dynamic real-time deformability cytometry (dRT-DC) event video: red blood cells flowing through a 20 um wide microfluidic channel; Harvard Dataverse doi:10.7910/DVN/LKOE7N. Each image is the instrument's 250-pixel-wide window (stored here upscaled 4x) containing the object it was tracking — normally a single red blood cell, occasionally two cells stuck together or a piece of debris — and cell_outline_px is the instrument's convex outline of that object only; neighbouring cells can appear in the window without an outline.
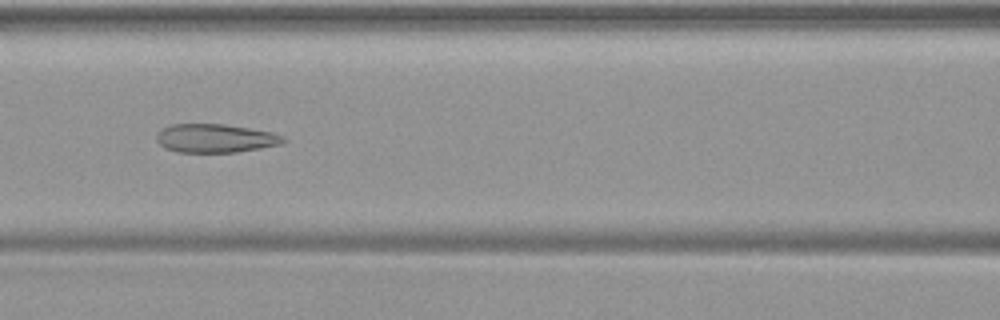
{"species": "common noctule bat (a hibernating species)", "species_latin": "Nyctalus noctula", "temperature_condition": "warm", "stored_images_in_passage": 50, "camera_frame_rate_fps": 3000, "um_per_image_px": 0.085, "animal": {"sex": "female", "body_mass_g": 19.9}, "frame": {"image": 1, "passage_image": 23, "time_ms": 7.333, "image_size_px": [1000, 320], "cell_outline_px": [[288, 140], [284, 144], [236, 152], [176, 152], [164, 148], [156, 140], [156, 132], [160, 128], [172, 124], [224, 124], [272, 132], [284, 136]], "centroid_in_image_um": [18.29, 11.75], "position_along_channel_um": 148.3, "area_um2": 21.39}}
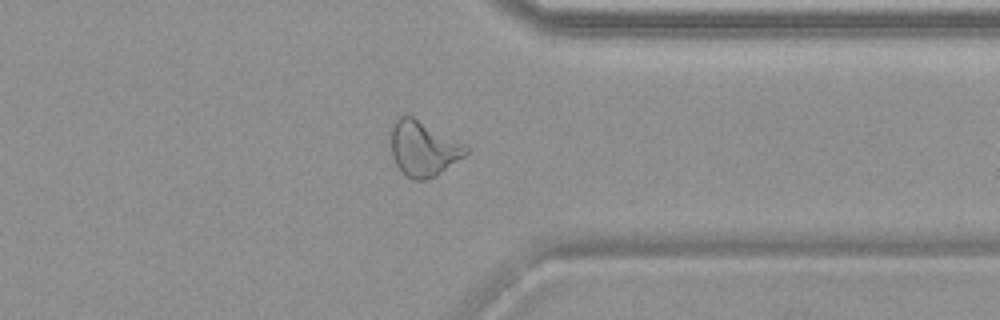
{"frame": {"image": 2, "passage_image": 40, "time_ms": 13.0, "image_size_px": [1000, 320], "cell_outline_px": [[468, 152], [464, 156], [436, 176], [424, 180], [412, 180], [396, 164], [392, 156], [392, 124], [396, 116], [404, 112], [412, 116], [464, 144], [468, 148]], "centroid_in_image_um": [35.96, 12.6], "position_along_channel_um": 375.4, "area_um2": 23.87}}
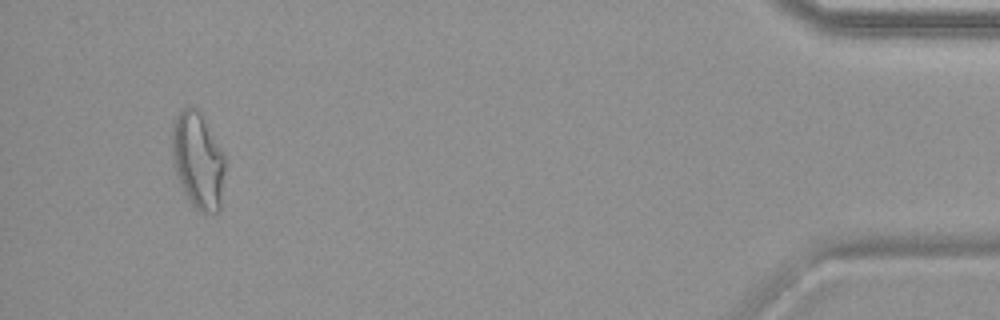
{"frame": {"image": 3, "passage_image": 48, "time_ms": 15.667, "image_size_px": [1000, 320], "cell_outline_px": [[224, 172], [220, 208], [216, 212], [200, 212], [188, 200], [176, 172], [172, 156], [172, 124], [176, 116], [184, 108], [196, 108], [200, 112], [224, 156]], "centroid_in_image_um": [16.81, 13.65], "position_along_channel_um": 418.4, "area_um2": 29.07}}